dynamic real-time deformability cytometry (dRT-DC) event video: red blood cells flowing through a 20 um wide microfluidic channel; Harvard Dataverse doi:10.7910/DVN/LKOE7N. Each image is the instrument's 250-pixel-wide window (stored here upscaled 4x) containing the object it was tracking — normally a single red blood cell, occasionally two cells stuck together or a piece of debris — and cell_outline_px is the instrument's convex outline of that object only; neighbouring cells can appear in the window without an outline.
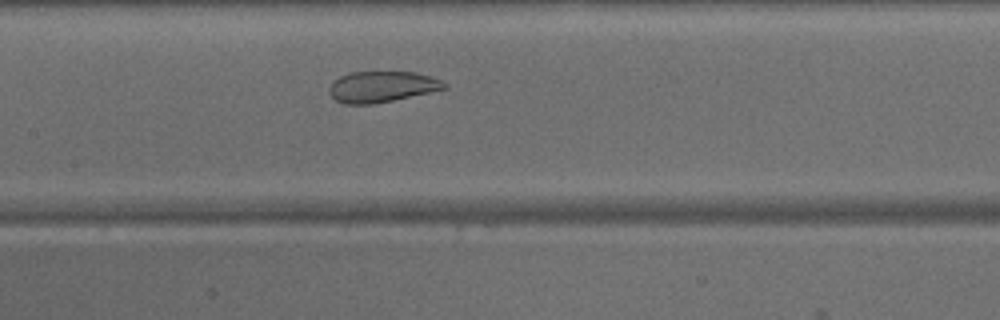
{"species": "common noctule bat (a hibernating species)", "species_latin": "Nyctalus noctula", "temperature_condition": "warm", "stored_images_in_passage": 38, "camera_frame_rate_fps": 3000, "um_per_image_px": 0.085, "animal": {"sex": "male", "body_mass_g": 15.6}, "frame": {"image": 1, "passage_image": 13, "time_ms": 4.0, "image_size_px": [1000, 320], "cell_outline_px": [[448, 88], [392, 100], [372, 104], [344, 104], [336, 100], [328, 92], [328, 88], [340, 76], [352, 72], [416, 72], [444, 80], [448, 84]], "centroid_in_image_um": [32.49, 7.37], "position_along_channel_um": 174.9, "area_um2": 20.69}}
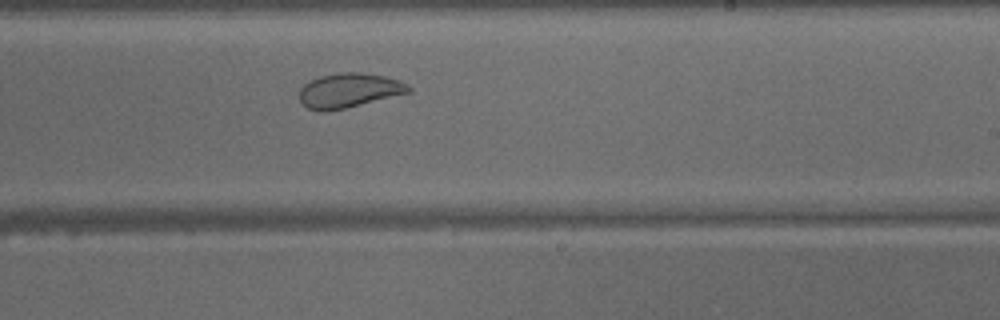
{"frame": {"image": 2, "passage_image": 19, "time_ms": 6.0, "image_size_px": [1000, 320], "cell_outline_px": [[412, 92], [344, 108], [324, 112], [320, 112], [308, 108], [300, 100], [300, 88], [308, 80], [320, 76], [340, 72], [360, 72], [384, 76], [400, 80], [408, 84], [412, 88]], "centroid_in_image_um": [29.67, 7.68], "position_along_channel_um": 259.3, "area_um2": 22.02}}
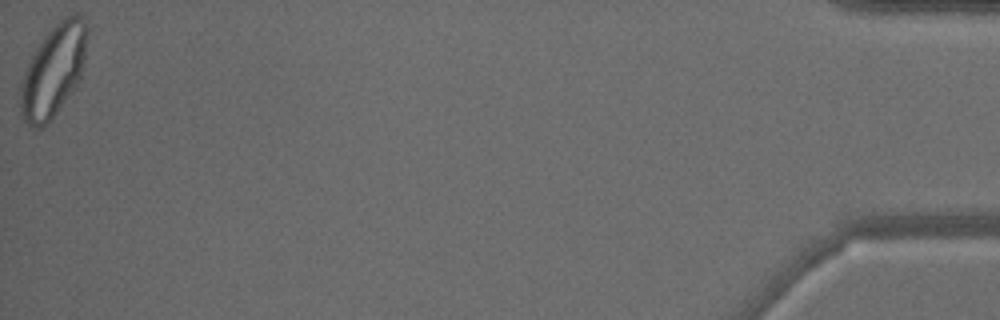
{"frame": {"image": 3, "passage_image": 38, "time_ms": 12.333, "image_size_px": [1000, 320], "cell_outline_px": [[88, 28], [84, 56], [80, 76], [52, 120], [40, 128], [28, 128], [20, 112], [20, 84], [24, 72], [32, 52], [44, 36], [64, 16], [80, 16], [84, 20]], "centroid_in_image_um": [4.48, 6.04], "position_along_channel_um": 430.7, "area_um2": 35.26}}